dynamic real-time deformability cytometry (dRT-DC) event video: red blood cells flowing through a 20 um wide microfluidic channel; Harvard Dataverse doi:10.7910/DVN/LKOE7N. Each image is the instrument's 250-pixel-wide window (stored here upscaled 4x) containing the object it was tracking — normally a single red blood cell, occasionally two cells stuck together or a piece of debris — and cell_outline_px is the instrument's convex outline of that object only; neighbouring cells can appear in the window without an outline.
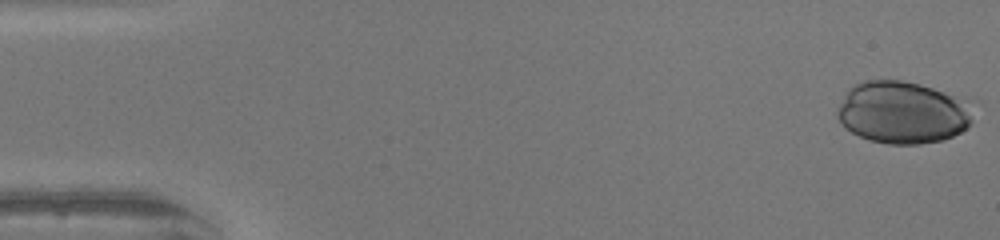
{"species": "human", "species_latin": "Homo sapiens", "temperature_condition": "warm", "stored_images_in_passage": 39, "camera_frame_rate_fps": 3000, "um_per_image_px": 0.085, "donor": {"sex": "female"}, "frame": {"image": 1, "passage_image": 1, "time_ms": 0.0, "image_size_px": [1000, 240], "cell_outline_px": [[980, 100], [968, 124], [960, 132], [944, 140], [920, 144], [888, 144], [872, 140], [860, 136], [844, 128], [836, 116], [836, 108], [844, 92], [848, 88], [864, 80], [904, 80], [920, 84]], "centroid_in_image_um": [76.8, 9.52], "position_along_channel_um": 8.2, "area_um2": 50.86}}
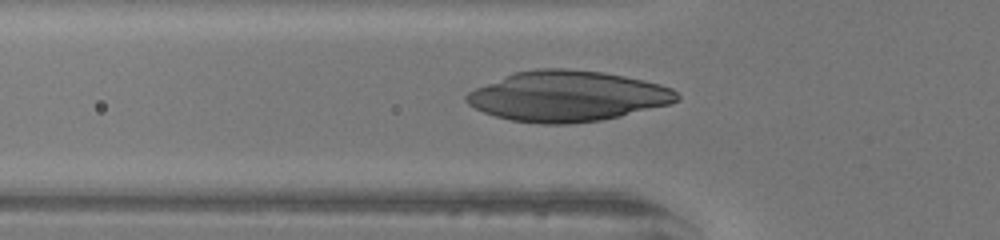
{"frame": {"image": 2, "passage_image": 17, "time_ms": 5.333, "image_size_px": [1000, 240], "cell_outline_px": [[680, 100], [668, 104], [620, 116], [600, 120], [568, 124], [544, 124], [512, 120], [496, 116], [484, 112], [468, 104], [464, 100], [464, 96], [468, 92], [476, 88], [516, 72], [536, 68], [568, 68], [604, 72], [644, 80], [660, 84], [672, 88], [680, 96]], "centroid_in_image_um": [48.24, 8.17], "position_along_channel_um": 77.6, "area_um2": 61.61}}
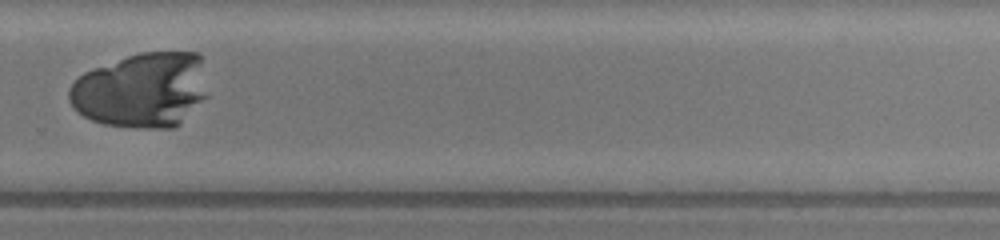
{"frame": {"image": 3, "passage_image": 34, "time_ms": 11.0, "image_size_px": [1000, 240], "cell_outline_px": [[208, 96], [180, 124], [172, 128], [140, 128], [104, 124], [92, 120], [84, 116], [68, 100], [68, 88], [84, 72], [92, 68], [140, 52], [196, 52], [200, 56]], "centroid_in_image_um": [12.05, 7.66], "position_along_channel_um": 317.8, "area_um2": 60.69}}